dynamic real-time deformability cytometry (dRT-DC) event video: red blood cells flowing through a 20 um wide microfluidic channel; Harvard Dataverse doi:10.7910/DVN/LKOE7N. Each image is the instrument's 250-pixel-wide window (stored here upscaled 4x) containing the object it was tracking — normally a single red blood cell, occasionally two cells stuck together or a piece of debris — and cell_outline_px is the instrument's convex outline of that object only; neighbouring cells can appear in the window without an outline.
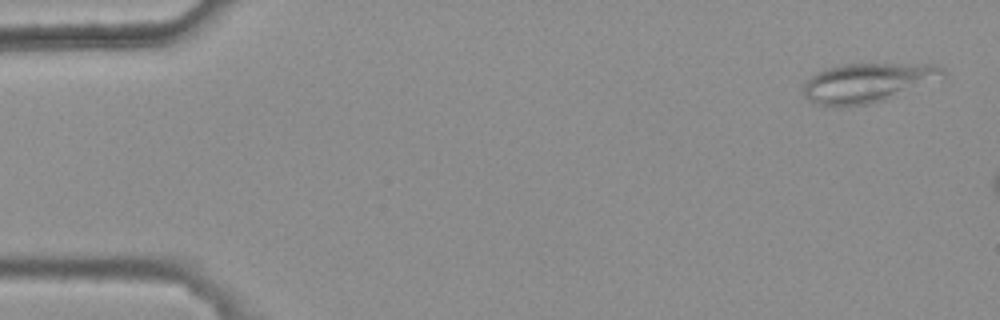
{"species": "common noctule bat (a hibernating species)", "species_latin": "Nyctalus noctula", "temperature_condition": "warm", "stored_images_in_passage": 3, "camera_frame_rate_fps": 3000, "um_per_image_px": 0.085, "animal": {"sex": "female", "body_mass_g": 25.1}, "frame": {"image": 1, "passage_image": 1, "time_ms": 0.0, "image_size_px": [1000, 320], "cell_outline_px": [[944, 80], [872, 104], [816, 104], [808, 100], [804, 96], [804, 84], [816, 72], [840, 64], [940, 64], [944, 68]], "centroid_in_image_um": [73.87, 7.0], "position_along_channel_um": 11.1, "area_um2": 31.96}}